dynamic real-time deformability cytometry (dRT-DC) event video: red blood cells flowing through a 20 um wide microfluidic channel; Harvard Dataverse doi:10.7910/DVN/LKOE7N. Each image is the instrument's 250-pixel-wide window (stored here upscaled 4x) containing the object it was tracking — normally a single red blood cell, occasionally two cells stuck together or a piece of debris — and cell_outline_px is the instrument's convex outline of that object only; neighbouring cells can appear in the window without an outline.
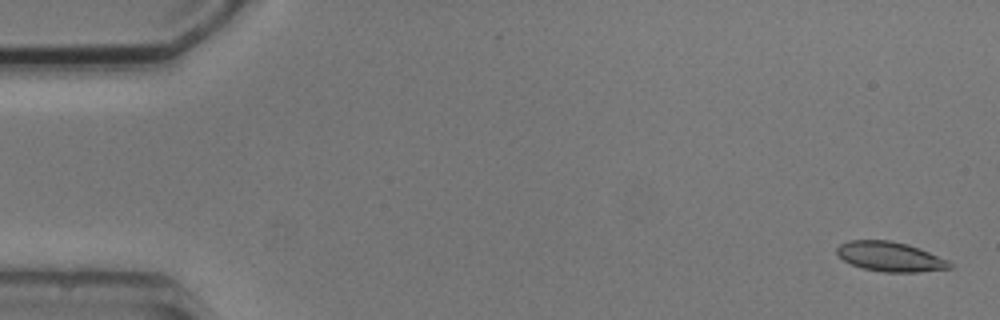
{"species": "common noctule bat (a hibernating species)", "species_latin": "Nyctalus noctula", "temperature_condition": "cold", "stored_images_in_passage": 5, "camera_frame_rate_fps": 3000, "um_per_image_px": 0.085, "animal": {"sex": "male", "body_mass_g": 20.5, "forearm_length_mm": 52.5}, "frame": {"image": 1, "passage_image": 1, "time_ms": 0.0, "image_size_px": [1000, 320], "cell_outline_px": [[952, 268], [916, 272], [884, 272], [864, 268], [852, 264], [844, 260], [836, 252], [836, 248], [840, 244], [848, 240], [888, 240], [908, 244], [948, 260], [952, 264]], "centroid_in_image_um": [75.65, 21.81], "position_along_channel_um": 9.3, "area_um2": 19.31}}
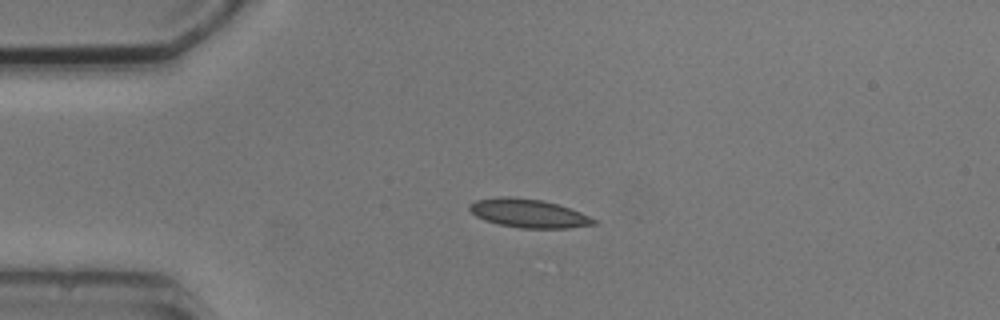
{"frame": {"image": 2, "passage_image": 4, "time_ms": 3.667, "image_size_px": [1000, 320], "cell_outline_px": [[600, 224], [568, 228], [520, 228], [500, 224], [484, 220], [476, 216], [468, 208], [468, 204], [476, 200], [500, 196], [512, 196], [544, 200], [580, 212], [600, 220]], "centroid_in_image_um": [44.96, 18.13], "position_along_channel_um": 40.0, "area_um2": 20.92}}